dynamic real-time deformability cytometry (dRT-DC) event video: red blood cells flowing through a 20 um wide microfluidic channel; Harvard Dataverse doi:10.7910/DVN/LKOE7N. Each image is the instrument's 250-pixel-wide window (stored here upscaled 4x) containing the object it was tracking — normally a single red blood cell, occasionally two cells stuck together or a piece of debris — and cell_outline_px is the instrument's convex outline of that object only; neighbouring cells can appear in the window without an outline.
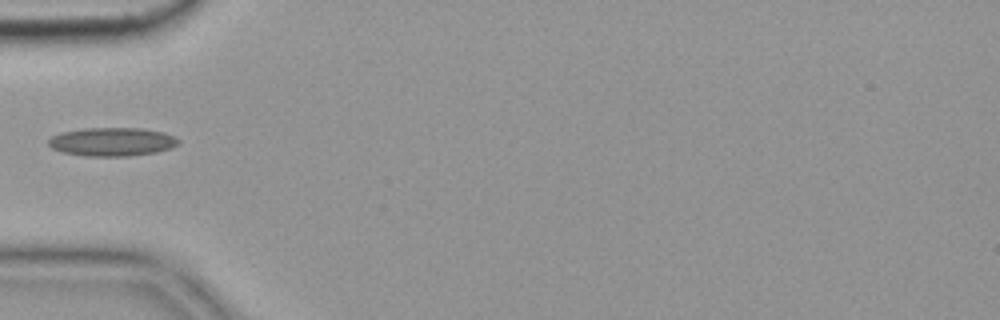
{"species": "common noctule bat (a hibernating species)", "species_latin": "Nyctalus noctula", "temperature_condition": "cold", "stored_images_in_passage": 1, "camera_frame_rate_fps": 3000, "um_per_image_px": 0.085, "animal": {"sex": "female", "body_mass_g": 19.9}, "frame": {"image": 1, "passage_image": 1, "time_ms": 0.0, "image_size_px": [1000, 320], "cell_outline_px": [[180, 144], [172, 148], [156, 152], [128, 156], [88, 156], [60, 152], [52, 148], [48, 144], [48, 140], [52, 136], [60, 132], [84, 128], [140, 128], [164, 132], [180, 140]], "centroid_in_image_um": [9.52, 12.05], "position_along_channel_um": 75.5, "area_um2": 21.73}}